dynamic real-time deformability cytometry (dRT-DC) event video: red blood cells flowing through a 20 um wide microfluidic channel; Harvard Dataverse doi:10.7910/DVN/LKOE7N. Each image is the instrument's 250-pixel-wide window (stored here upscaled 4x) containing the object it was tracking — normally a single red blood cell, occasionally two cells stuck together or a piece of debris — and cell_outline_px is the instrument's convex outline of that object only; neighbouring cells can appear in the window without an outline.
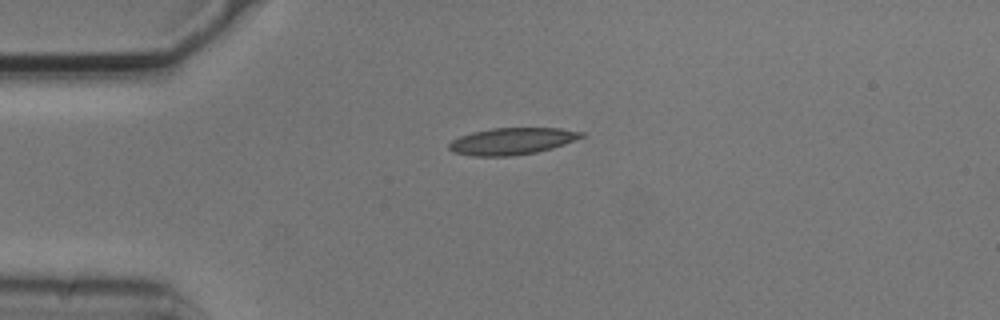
{"species": "common noctule bat (a hibernating species)", "species_latin": "Nyctalus noctula", "temperature_condition": "cold", "stored_images_in_passage": 4, "camera_frame_rate_fps": 3000, "um_per_image_px": 0.085, "animal": {"sex": "male", "body_mass_g": 20.5, "forearm_length_mm": 52.5}, "frame": {"image": 1, "passage_image": 1, "time_ms": 0.0, "image_size_px": [1000, 320], "cell_outline_px": [[584, 136], [564, 144], [552, 148], [536, 152], [512, 156], [472, 156], [452, 152], [448, 148], [448, 144], [452, 140], [460, 136], [472, 132], [492, 128], [560, 128], [584, 132]], "centroid_in_image_um": [43.49, 12.0], "position_along_channel_um": 41.5, "area_um2": 20.69}}
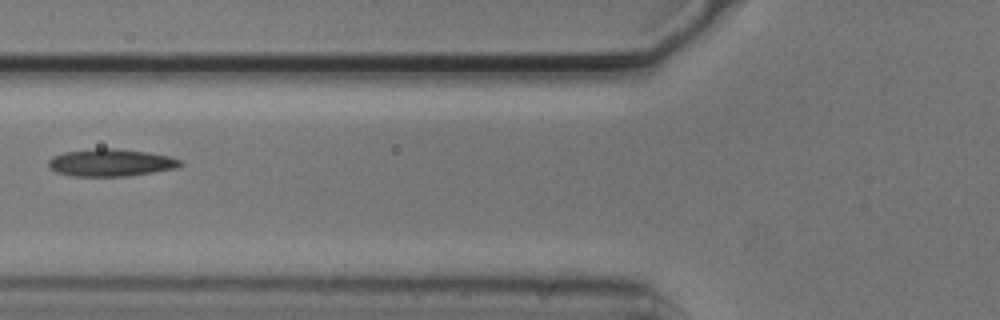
{"frame": {"image": 2, "passage_image": 3, "time_ms": 0.667, "image_size_px": [1000, 320], "cell_outline_px": [[184, 164], [180, 168], [128, 176], [72, 176], [56, 172], [48, 168], [48, 160], [52, 156], [64, 152], [96, 148], [112, 148], [148, 152], [168, 156], [180, 160]], "centroid_in_image_um": [9.42, 13.83], "position_along_channel_um": 116.4, "area_um2": 21.21}}
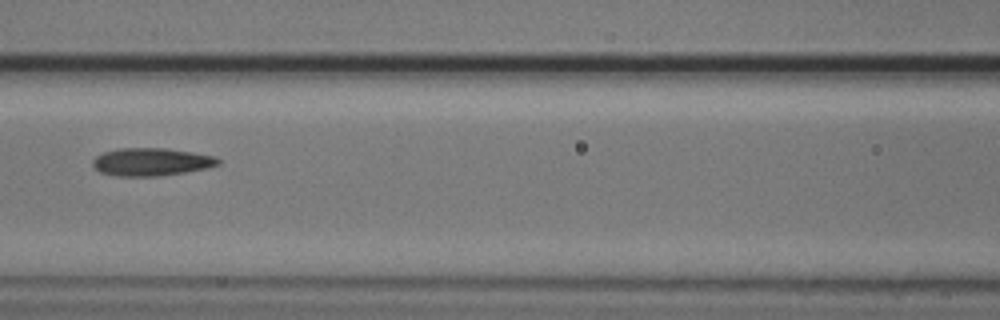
{"frame": {"image": 3, "passage_image": 4, "time_ms": 1.0, "image_size_px": [1000, 320], "cell_outline_px": [[220, 164], [208, 168], [160, 176], [116, 176], [100, 172], [92, 164], [92, 160], [96, 156], [104, 152], [120, 148], [168, 148], [216, 156], [220, 160]], "centroid_in_image_um": [12.88, 13.76], "position_along_channel_um": 153.7, "area_um2": 20.4}}